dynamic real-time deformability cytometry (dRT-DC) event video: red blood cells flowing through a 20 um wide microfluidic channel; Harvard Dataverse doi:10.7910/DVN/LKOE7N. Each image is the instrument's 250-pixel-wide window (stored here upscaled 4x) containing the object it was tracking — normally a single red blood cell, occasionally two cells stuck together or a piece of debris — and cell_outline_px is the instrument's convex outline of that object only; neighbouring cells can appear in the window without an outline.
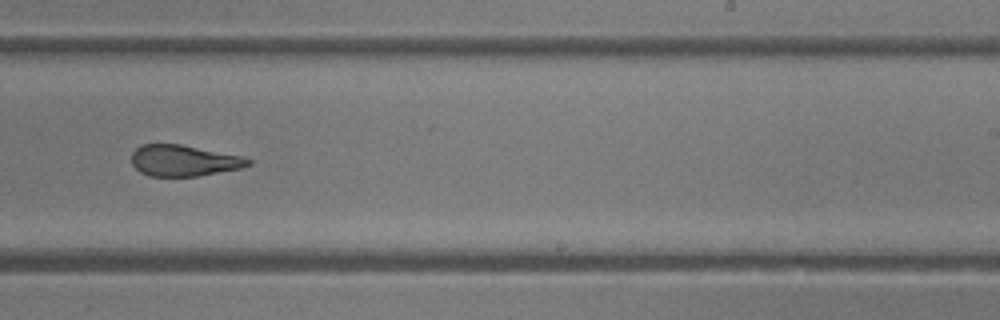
{"species": "common noctule bat (a hibernating species)", "species_latin": "Nyctalus noctula", "temperature_condition": "room temperature", "stored_images_in_passage": 36, "camera_frame_rate_fps": 3000, "um_per_image_px": 0.085, "animal": {"sex": "female"}, "frame": {"image": 1, "passage_image": 31, "time_ms": 10.0, "image_size_px": [1000, 320], "cell_outline_px": [[252, 164], [240, 168], [196, 176], [148, 176], [140, 172], [132, 164], [132, 152], [140, 144], [180, 144], [240, 156], [252, 160]], "centroid_in_image_um": [15.58, 13.65], "position_along_channel_um": 273.4, "area_um2": 20.98}}